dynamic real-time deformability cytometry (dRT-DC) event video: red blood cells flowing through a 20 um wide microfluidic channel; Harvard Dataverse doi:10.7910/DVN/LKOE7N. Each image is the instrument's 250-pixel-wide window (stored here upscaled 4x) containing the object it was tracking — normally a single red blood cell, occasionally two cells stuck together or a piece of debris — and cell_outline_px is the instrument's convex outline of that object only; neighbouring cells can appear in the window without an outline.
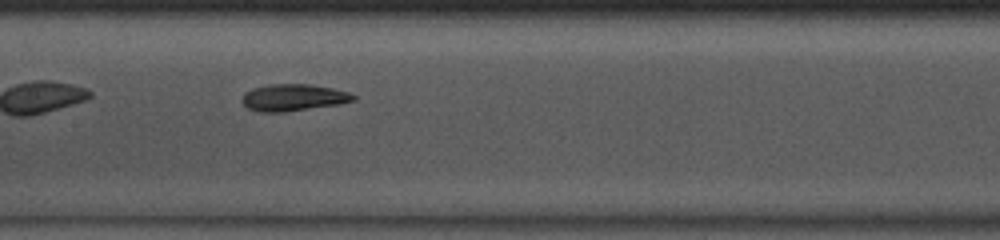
{"species": "common noctule bat (a hibernating species)", "species_latin": "Nyctalus noctula", "temperature_condition": "room temperature", "stored_images_in_passage": 36, "camera_frame_rate_fps": 3000, "um_per_image_px": 0.085, "animal": {"sex": "male", "body_mass_g": 13.0, "forearm_length_mm": 53.1}, "frame": {"image": 1, "passage_image": 11, "time_ms": 3.333, "image_size_px": [1000, 240], "cell_outline_px": [[356, 100], [340, 104], [284, 112], [260, 112], [248, 108], [240, 100], [244, 92], [252, 88], [268, 84], [308, 84], [332, 88], [348, 92], [356, 96]], "centroid_in_image_um": [24.91, 8.29], "position_along_channel_um": 182.5, "area_um2": 17.51}, "authors_computed_cell_mechanics": {"area_um2": 17.5134, "velocity_mm_per_s": 4.0541, "shape_relaxation_time_tau1_ms": 3.5009, "shape_relaxation_time_tau2_ms": 2.6814, "deformation_change_tau1": 0.1299, "deformation_change_tau2": 0.0848}}